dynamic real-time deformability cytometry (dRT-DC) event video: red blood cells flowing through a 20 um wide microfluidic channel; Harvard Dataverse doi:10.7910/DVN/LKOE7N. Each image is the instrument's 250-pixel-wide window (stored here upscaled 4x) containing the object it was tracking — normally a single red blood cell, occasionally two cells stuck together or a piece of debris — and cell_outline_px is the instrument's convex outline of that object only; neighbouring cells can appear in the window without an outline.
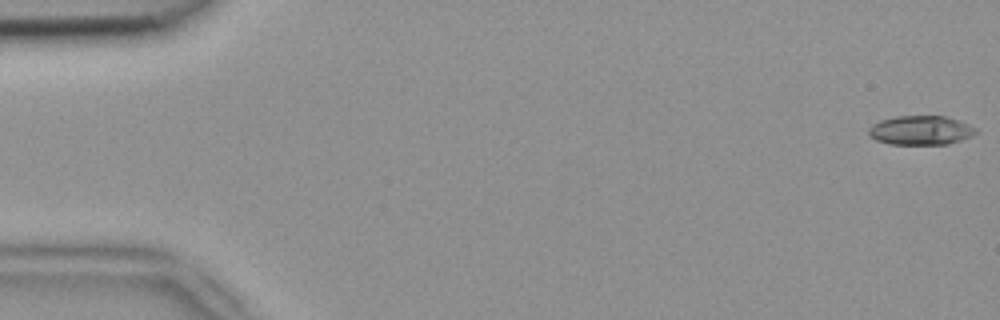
{"species": "common noctule bat (a hibernating species)", "species_latin": "Nyctalus noctula", "temperature_condition": "room temperature", "stored_images_in_passage": 52, "camera_frame_rate_fps": 3000, "um_per_image_px": 0.085, "animal": {"sex": "female", "body_mass_g": 18.4}, "frame": {"image": 1, "passage_image": 1, "time_ms": 0.0, "image_size_px": [1000, 320], "cell_outline_px": [[980, 132], [972, 136], [948, 144], [892, 144], [876, 140], [868, 136], [868, 128], [872, 124], [880, 120], [896, 116], [944, 116], [956, 120], [976, 128]], "centroid_in_image_um": [78.23, 11.08], "position_along_channel_um": 6.8, "area_um2": 18.21}}
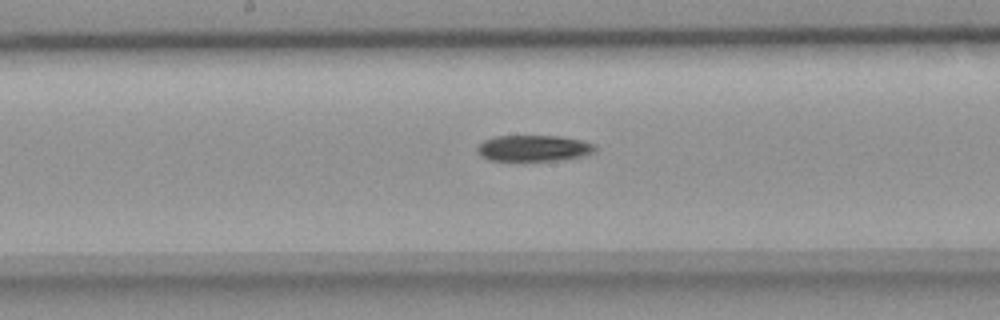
{"frame": {"image": 2, "passage_image": 27, "time_ms": 8.667, "image_size_px": [1000, 320], "cell_outline_px": [[596, 152], [584, 156], [560, 160], [488, 160], [480, 156], [476, 152], [476, 148], [484, 140], [496, 136], [556, 136], [580, 140], [596, 144]], "centroid_in_image_um": [45.37, 12.6], "position_along_channel_um": 202.8, "area_um2": 17.98}}
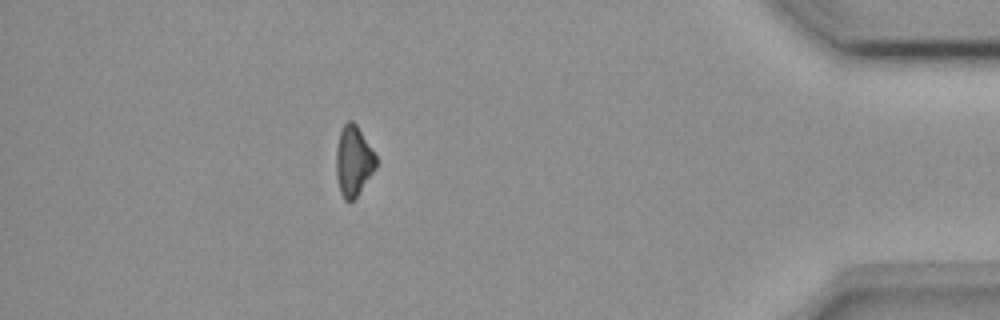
{"frame": {"image": 3, "passage_image": 46, "time_ms": 15.0, "image_size_px": [1000, 320], "cell_outline_px": [[376, 168], [356, 196], [352, 200], [344, 200], [340, 192], [336, 176], [336, 148], [340, 132], [344, 124], [348, 120], [352, 120], [356, 124], [376, 156]], "centroid_in_image_um": [30.02, 13.67], "position_along_channel_um": 405.2, "area_um2": 16.07}, "authors_computed_cell_mechanics": {"area_um2": 18.3804, "velocity_mm_per_s": 3.9348, "shape_relaxation_time_tau1_ms": 6.2395, "shape_relaxation_time_tau2_ms": null, "deformation_change_tau1": 0.1503, "deformation_change_tau2": null}}